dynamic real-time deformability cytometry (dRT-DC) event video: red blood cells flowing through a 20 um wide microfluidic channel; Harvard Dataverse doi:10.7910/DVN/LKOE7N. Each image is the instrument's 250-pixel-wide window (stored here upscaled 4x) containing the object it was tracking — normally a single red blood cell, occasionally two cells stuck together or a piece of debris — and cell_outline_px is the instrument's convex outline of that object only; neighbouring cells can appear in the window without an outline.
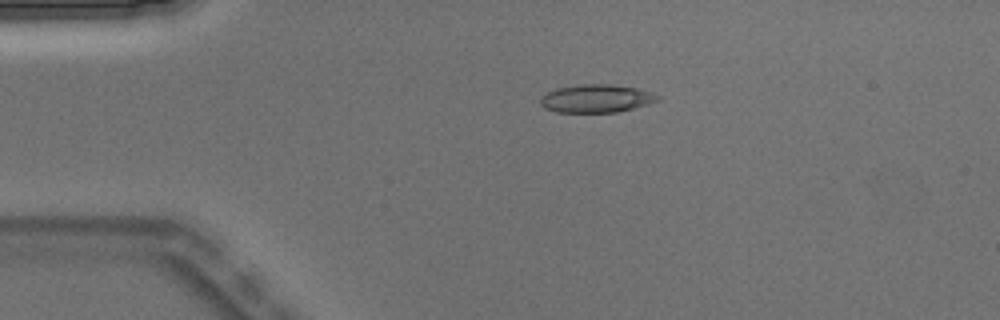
{"species": "Egyptian fruit bat (a non-hibernating species)", "species_latin": "Rousettus aegyptiacus", "temperature_condition": "warm", "stored_images_in_passage": 2, "camera_frame_rate_fps": 3000, "um_per_image_px": 0.085, "animal": {"sex": "male"}, "frame": {"image": 1, "passage_image": 1, "time_ms": 0.0, "image_size_px": [1000, 320], "cell_outline_px": [[660, 100], [648, 104], [616, 112], [556, 112], [544, 108], [540, 104], [540, 100], [548, 92], [556, 88], [576, 84], [612, 84], [636, 88], [660, 96]], "centroid_in_image_um": [50.67, 8.37], "position_along_channel_um": 34.3, "area_um2": 19.07}}